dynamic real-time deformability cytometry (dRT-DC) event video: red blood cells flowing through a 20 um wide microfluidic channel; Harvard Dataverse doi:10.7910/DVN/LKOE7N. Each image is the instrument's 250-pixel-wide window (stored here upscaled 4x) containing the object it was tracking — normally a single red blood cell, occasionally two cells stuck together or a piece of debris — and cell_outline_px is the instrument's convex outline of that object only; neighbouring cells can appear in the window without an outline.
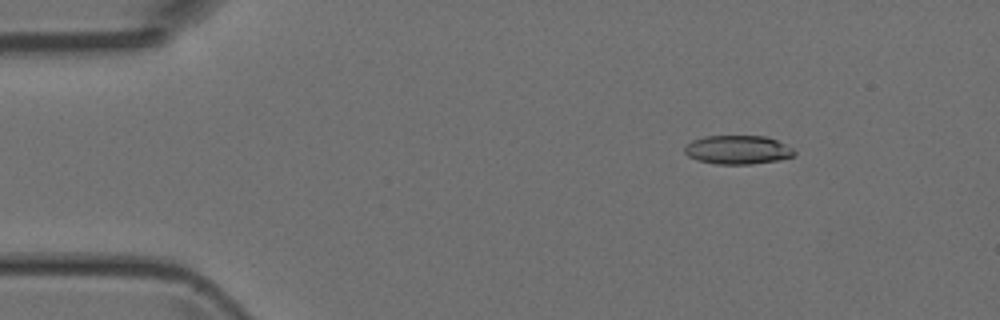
{"species": "Egyptian fruit bat (a non-hibernating species)", "species_latin": "Rousettus aegyptiacus", "temperature_condition": "room temperature", "stored_images_in_passage": 50, "camera_frame_rate_fps": 3000, "um_per_image_px": 0.085, "animal": {"sex": "female"}, "frame": {"image": 1, "passage_image": 7, "time_ms": 2.0, "image_size_px": [1000, 320], "cell_outline_px": [[796, 156], [776, 160], [752, 164], [716, 164], [696, 160], [688, 156], [684, 152], [684, 148], [692, 140], [704, 136], [764, 136], [776, 140], [792, 148], [796, 152]], "centroid_in_image_um": [62.69, 12.74], "position_along_channel_um": 22.3, "area_um2": 18.38}}
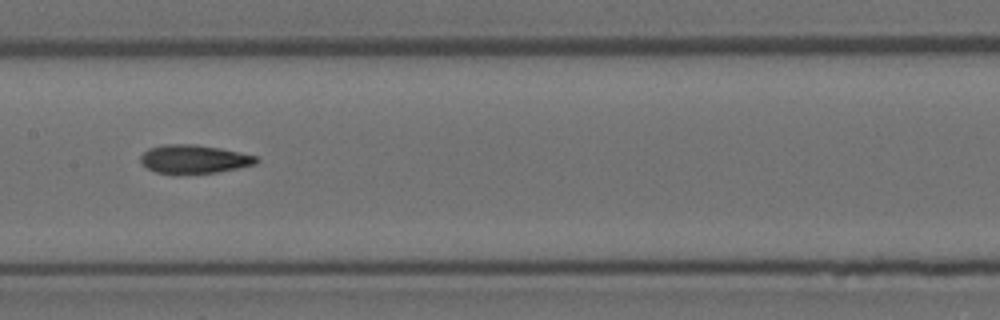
{"frame": {"image": 2, "passage_image": 25, "time_ms": 8.0, "image_size_px": [1000, 320], "cell_outline_px": [[260, 160], [256, 164], [216, 172], [176, 176], [156, 172], [148, 168], [140, 160], [140, 156], [148, 148], [160, 144], [196, 144], [220, 148], [240, 152], [256, 156]], "centroid_in_image_um": [16.46, 13.54], "position_along_channel_um": 190.9, "area_um2": 19.71}}
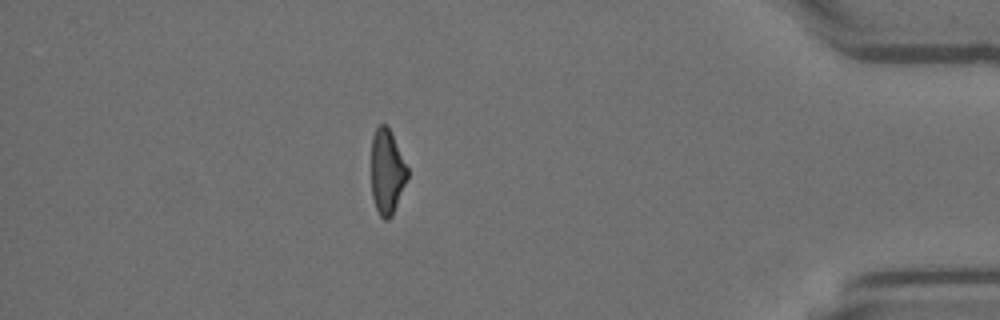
{"frame": {"image": 3, "passage_image": 44, "time_ms": 14.333, "image_size_px": [1000, 320], "cell_outline_px": [[408, 176], [392, 216], [388, 220], [384, 220], [380, 216], [376, 208], [372, 196], [372, 136], [376, 128], [380, 124], [384, 124], [388, 128], [408, 168]], "centroid_in_image_um": [32.88, 14.63], "position_along_channel_um": 402.3, "area_um2": 17.51}}